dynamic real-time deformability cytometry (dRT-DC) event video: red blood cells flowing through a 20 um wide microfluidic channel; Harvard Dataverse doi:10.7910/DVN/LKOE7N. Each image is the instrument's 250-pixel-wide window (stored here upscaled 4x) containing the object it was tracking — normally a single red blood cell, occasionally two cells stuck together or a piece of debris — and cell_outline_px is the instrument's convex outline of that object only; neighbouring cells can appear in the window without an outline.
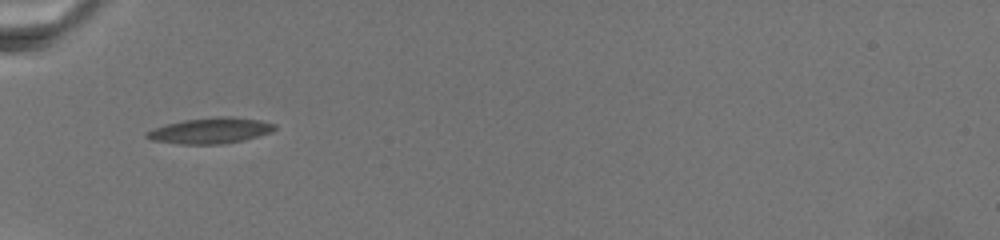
{"species": "common noctule bat (a hibernating species)", "species_latin": "Nyctalus noctula", "temperature_condition": "warm", "stored_images_in_passage": 20, "camera_frame_rate_fps": 3000, "um_per_image_px": 0.085, "animal": {"sex": "female", "body_mass_g": 19.5, "forearm_length_mm": 54.1}, "frame": {"image": 1, "passage_image": 1, "time_ms": 0.0, "image_size_px": [1000, 240], "cell_outline_px": [[276, 128], [272, 132], [240, 140], [220, 144], [180, 144], [152, 140], [144, 136], [144, 132], [168, 124], [184, 120], [220, 116], [260, 120], [276, 124]], "centroid_in_image_um": [17.86, 11.1], "position_along_channel_um": 67.1, "area_um2": 18.84}}
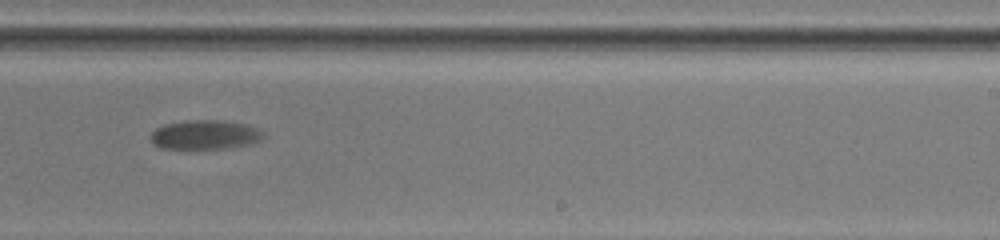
{"frame": {"image": 2, "passage_image": 10, "time_ms": 8.0, "image_size_px": [1000, 240], "cell_outline_px": [[264, 136], [260, 140], [252, 144], [224, 148], [160, 148], [152, 144], [152, 132], [156, 128], [164, 124], [184, 120], [220, 120], [244, 124], [256, 128], [264, 132]], "centroid_in_image_um": [17.42, 11.44], "position_along_channel_um": 271.6, "area_um2": 19.13}}
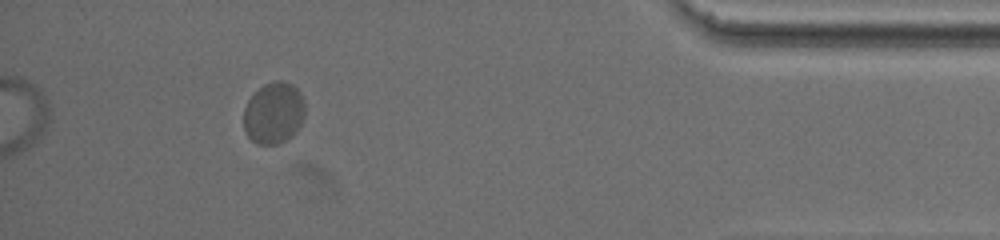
{"frame": {"image": 3, "passage_image": 19, "time_ms": 15.0, "image_size_px": [1000, 240], "cell_outline_px": [[304, 116], [300, 124], [284, 140], [276, 144], [256, 144], [248, 136], [244, 128], [244, 108], [248, 100], [264, 84], [276, 80], [280, 80], [292, 84], [300, 92], [304, 100]], "centroid_in_image_um": [23.25, 9.58], "position_along_channel_um": 412.0, "area_um2": 21.62}}